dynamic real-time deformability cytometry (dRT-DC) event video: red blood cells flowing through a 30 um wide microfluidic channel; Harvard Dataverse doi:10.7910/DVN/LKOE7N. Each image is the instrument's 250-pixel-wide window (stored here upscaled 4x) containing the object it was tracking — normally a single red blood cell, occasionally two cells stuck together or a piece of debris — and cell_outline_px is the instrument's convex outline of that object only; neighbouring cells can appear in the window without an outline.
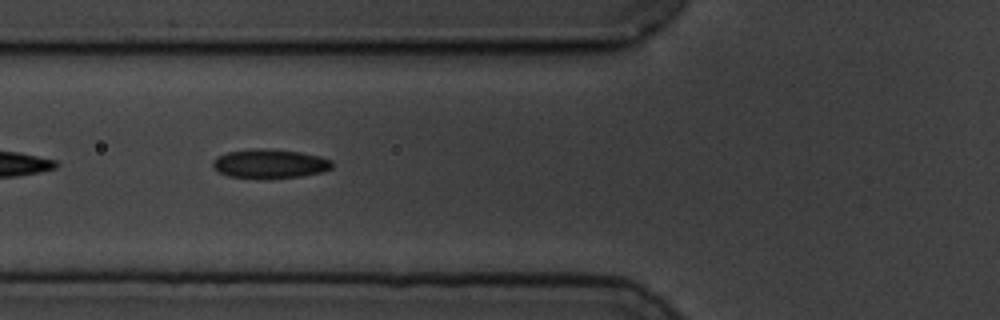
{"species": "common noctule bat (a hibernating species)", "species_latin": "Nyctalus noctula", "temperature_condition": "cold", "stored_images_in_passage": 7, "camera_frame_rate_fps": 3000, "um_per_image_px": 0.085, "animal": {"sex": "male", "body_mass_g": 19.5, "forearm_length_mm": 54.6}, "frame": {"image": 1, "passage_image": 5, "time_ms": 1.333, "image_size_px": [1000, 320], "cell_outline_px": [[332, 168], [324, 172], [300, 176], [268, 180], [260, 180], [228, 176], [212, 168], [212, 160], [228, 152], [256, 148], [268, 148], [300, 152], [320, 156], [332, 160]], "centroid_in_image_um": [22.94, 13.94], "position_along_channel_um": 102.9, "area_um2": 20.75}}